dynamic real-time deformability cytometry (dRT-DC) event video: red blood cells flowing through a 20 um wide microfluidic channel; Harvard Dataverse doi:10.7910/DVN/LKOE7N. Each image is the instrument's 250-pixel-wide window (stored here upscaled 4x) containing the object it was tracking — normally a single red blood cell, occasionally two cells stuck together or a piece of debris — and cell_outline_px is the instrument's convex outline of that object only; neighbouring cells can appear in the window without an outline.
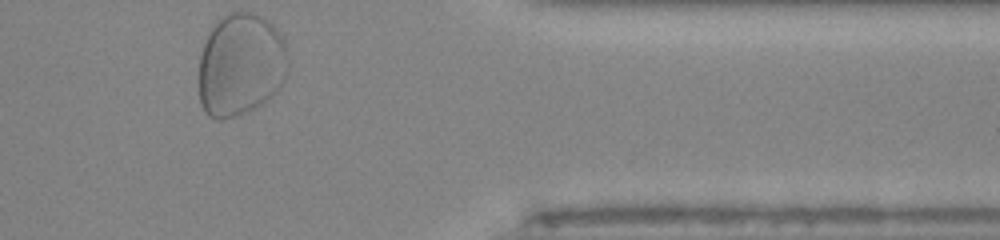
{"species": "human", "species_latin": "Homo sapiens", "temperature_condition": "room temperature", "stored_images_in_passage": 35, "camera_frame_rate_fps": 3000, "um_per_image_px": 0.085, "donor": {"sex": "male"}, "frame": {"image": 1, "passage_image": 35, "time_ms": 11.333, "image_size_px": [1000, 240], "cell_outline_px": [[288, 72], [284, 80], [276, 92], [272, 96], [256, 108], [220, 120], [216, 120], [208, 116], [204, 112], [200, 104], [200, 56], [204, 44], [216, 20], [228, 12], [256, 12], [268, 20], [272, 24], [284, 40], [288, 56]], "centroid_in_image_um": [20.47, 5.5], "position_along_channel_um": 390.9, "area_um2": 53.81}, "authors_computed_cell_mechanics": {"area_um2": 40.8068, "velocity_mm_per_s": 3.8773, "shape_relaxation_time_tau1_ms": 4.5042, "shape_relaxation_time_tau2_ms": null, "deformation_change_tau1": 0.1651, "deformation_change_tau2": null}}